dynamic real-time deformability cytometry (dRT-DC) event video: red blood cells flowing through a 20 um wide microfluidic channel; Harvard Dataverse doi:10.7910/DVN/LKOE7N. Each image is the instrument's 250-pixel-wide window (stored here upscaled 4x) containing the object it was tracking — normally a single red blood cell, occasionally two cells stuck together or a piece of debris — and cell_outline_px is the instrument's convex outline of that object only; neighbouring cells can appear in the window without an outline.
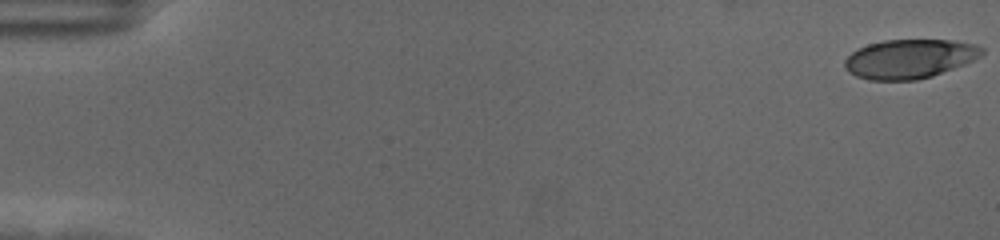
{"species": "human", "species_latin": "Homo sapiens", "temperature_condition": "cold", "stored_images_in_passage": 58, "camera_frame_rate_fps": 3000, "um_per_image_px": 0.085, "donor": {"sex": "female"}, "frame": {"image": 1, "passage_image": 1, "time_ms": 0.0, "image_size_px": [1000, 240], "cell_outline_px": [[984, 52], [980, 56], [964, 64], [932, 76], [916, 80], [868, 80], [856, 76], [848, 72], [844, 68], [844, 60], [856, 48], [868, 44], [884, 40], [952, 40], [976, 44], [984, 48]], "centroid_in_image_um": [77.28, 5.0], "position_along_channel_um": 7.7, "area_um2": 31.39}}
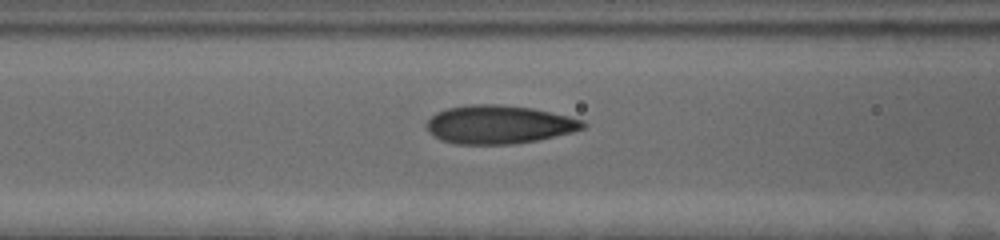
{"frame": {"image": 2, "passage_image": 25, "time_ms": 8.0, "image_size_px": [1000, 240], "cell_outline_px": [[588, 124], [584, 128], [572, 132], [536, 140], [512, 144], [456, 144], [440, 140], [428, 132], [424, 124], [436, 112], [448, 108], [472, 104], [496, 104], [532, 108], [568, 116], [584, 120]], "centroid_in_image_um": [42.38, 10.58], "position_along_channel_um": 124.2, "area_um2": 35.03}}
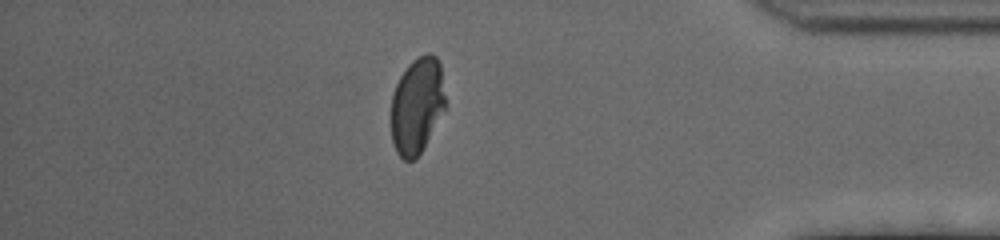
{"frame": {"image": 3, "passage_image": 51, "time_ms": 16.667, "image_size_px": [1000, 240], "cell_outline_px": [[444, 108], [420, 152], [412, 160], [404, 160], [396, 152], [392, 140], [392, 96], [396, 84], [400, 76], [408, 64], [412, 60], [428, 52], [436, 56], [440, 64], [444, 96]], "centroid_in_image_um": [35.42, 8.93], "position_along_channel_um": 399.8, "area_um2": 29.65}, "authors_computed_cell_mechanics": {"area_um2": 33.2061, "velocity_mm_per_s": 3.5226, "shape_relaxation_time_tau1_ms": 4.2053, "shape_relaxation_time_tau2_ms": 0.8052, "deformation_change_tau1": 0.193, "deformation_change_tau2": 0.0647}}